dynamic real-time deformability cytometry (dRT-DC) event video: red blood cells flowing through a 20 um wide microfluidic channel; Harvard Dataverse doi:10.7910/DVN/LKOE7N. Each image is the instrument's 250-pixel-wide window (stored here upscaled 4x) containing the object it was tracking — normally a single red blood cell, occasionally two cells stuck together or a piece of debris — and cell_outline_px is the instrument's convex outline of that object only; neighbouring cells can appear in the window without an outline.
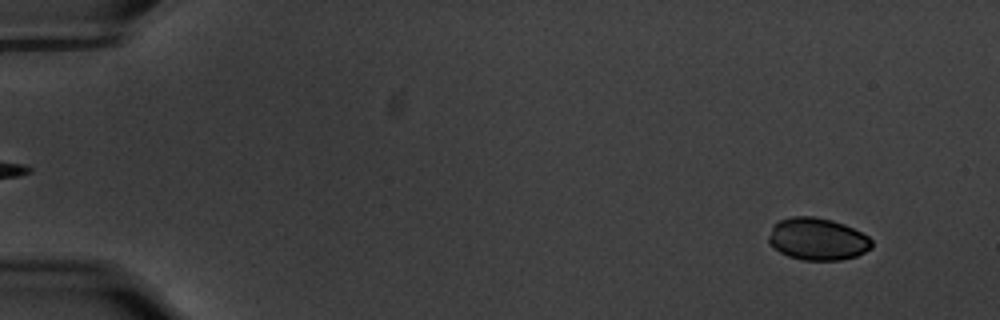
{"species": "common noctule bat (a hibernating species)", "species_latin": "Nyctalus noctula", "temperature_condition": "warm", "stored_images_in_passage": 58, "camera_frame_rate_fps": 3000, "um_per_image_px": 0.085, "animal": {"sex": "male", "body_mass_g": 20.1, "forearm_length_mm": 53.5}, "frame": {"image": 1, "passage_image": 5, "time_ms": 1.333, "image_size_px": [1000, 320], "cell_outline_px": [[872, 248], [856, 256], [840, 260], [804, 260], [788, 256], [772, 248], [768, 240], [768, 236], [772, 224], [780, 220], [792, 216], [812, 216], [832, 220], [844, 224], [868, 236], [872, 240]], "centroid_in_image_um": [69.45, 20.32], "position_along_channel_um": 15.5, "area_um2": 25.49}}
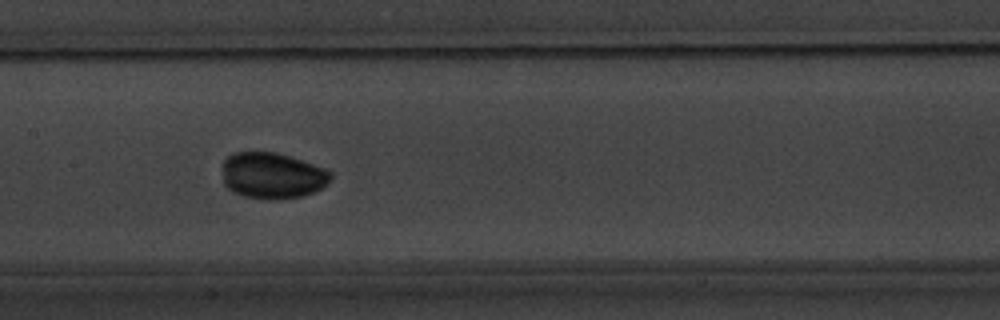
{"frame": {"image": 2, "passage_image": 30, "time_ms": 9.667, "image_size_px": [1000, 320], "cell_outline_px": [[332, 176], [328, 184], [324, 188], [304, 196], [272, 200], [268, 200], [244, 196], [232, 192], [224, 184], [224, 160], [232, 152], [276, 152], [324, 168], [332, 172]], "centroid_in_image_um": [23.17, 14.94], "position_along_channel_um": 184.2, "area_um2": 29.25}}
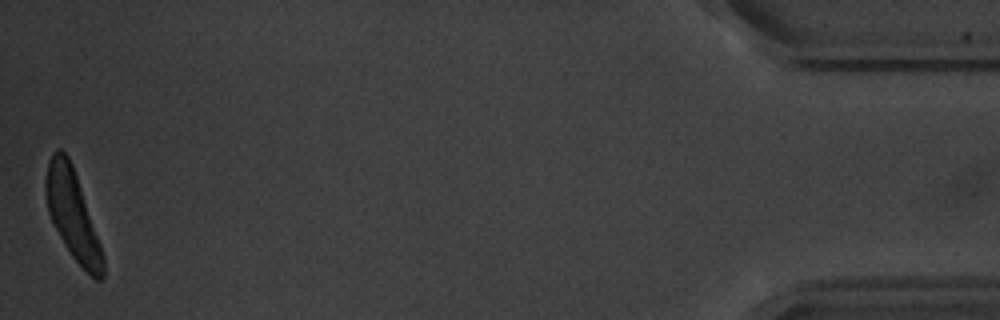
{"frame": {"image": 3, "passage_image": 58, "time_ms": 19.0, "image_size_px": [1000, 320], "cell_outline_px": [[104, 276], [100, 280], [96, 280], [72, 256], [64, 244], [48, 212], [44, 188], [48, 160], [52, 152], [56, 148], [60, 148], [68, 156], [72, 164], [100, 244], [104, 256]], "centroid_in_image_um": [6.14, 18.21], "position_along_channel_um": 429.1, "area_um2": 29.13}, "authors_computed_cell_mechanics": {"area_um2": 29.1023, "velocity_mm_per_s": 3.5331, "shape_relaxation_time_tau1_ms": 3.228, "shape_relaxation_time_tau2_ms": null, "deformation_change_tau1": 0.1655, "deformation_change_tau2": null}}